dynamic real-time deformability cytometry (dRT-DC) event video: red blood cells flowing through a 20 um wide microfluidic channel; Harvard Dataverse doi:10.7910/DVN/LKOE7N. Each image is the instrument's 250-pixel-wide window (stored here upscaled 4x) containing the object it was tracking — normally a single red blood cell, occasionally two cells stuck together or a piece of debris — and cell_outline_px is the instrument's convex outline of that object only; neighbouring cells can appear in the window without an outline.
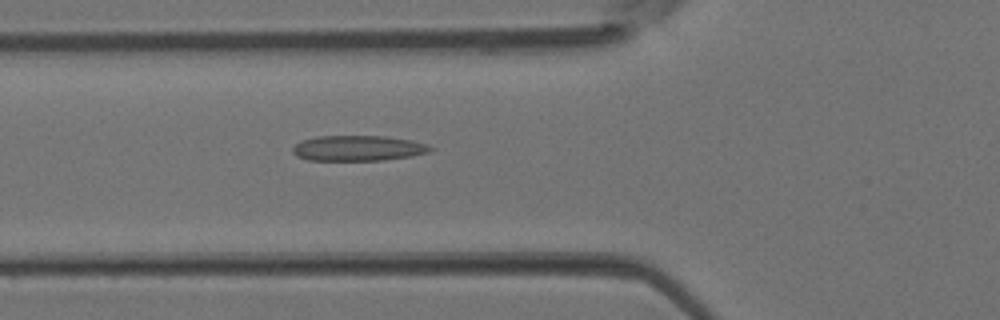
{"species": "Egyptian fruit bat (a non-hibernating species)", "species_latin": "Rousettus aegyptiacus", "temperature_condition": "room temperature", "stored_images_in_passage": 30, "camera_frame_rate_fps": 3000, "um_per_image_px": 0.085, "animal": {"sex": "female"}, "frame": {"image": 1, "passage_image": 3, "time_ms": 0.667, "image_size_px": [1000, 320], "cell_outline_px": [[436, 148], [428, 152], [412, 156], [384, 160], [308, 160], [296, 156], [292, 152], [292, 148], [300, 140], [316, 136], [384, 136], [408, 140], [428, 144]], "centroid_in_image_um": [30.42, 12.59], "position_along_channel_um": 95.4, "area_um2": 20.46}}
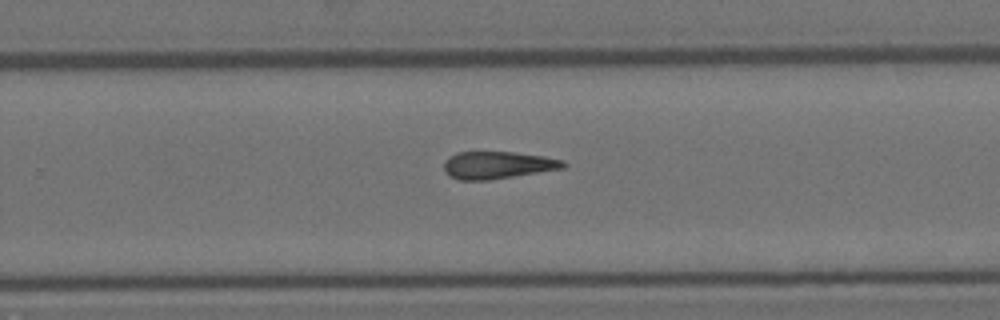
{"frame": {"image": 2, "passage_image": 15, "time_ms": 4.667, "image_size_px": [1000, 320], "cell_outline_px": [[568, 164], [564, 168], [488, 180], [460, 180], [448, 176], [444, 172], [444, 164], [448, 156], [456, 152], [512, 152], [544, 156], [564, 160]], "centroid_in_image_um": [42.28, 14.03], "position_along_channel_um": 287.5, "area_um2": 19.07}}
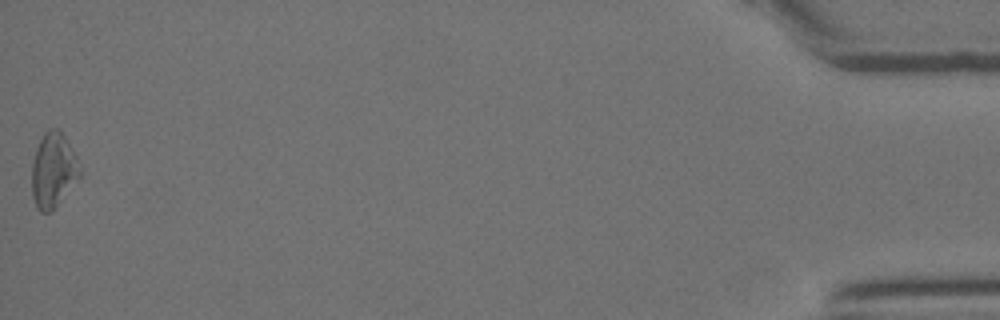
{"frame": {"image": 3, "passage_image": 30, "time_ms": 9.667, "image_size_px": [1000, 320], "cell_outline_px": [[84, 172], [52, 212], [40, 212], [36, 208], [32, 196], [32, 164], [36, 148], [44, 132], [48, 128], [56, 128], [64, 136], [76, 156]], "centroid_in_image_um": [4.54, 14.5], "position_along_channel_um": 430.7, "area_um2": 21.15}}